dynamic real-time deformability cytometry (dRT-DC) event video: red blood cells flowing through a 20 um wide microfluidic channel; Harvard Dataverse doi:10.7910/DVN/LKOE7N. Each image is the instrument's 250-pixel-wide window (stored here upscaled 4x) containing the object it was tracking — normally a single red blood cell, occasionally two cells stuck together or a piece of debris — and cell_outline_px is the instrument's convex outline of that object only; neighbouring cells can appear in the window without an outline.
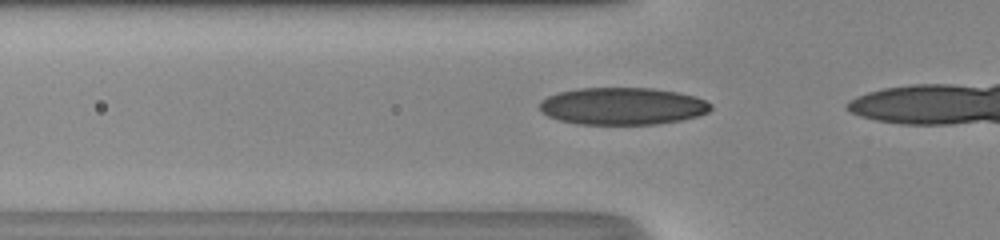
{"species": "human", "species_latin": "Homo sapiens", "temperature_condition": "room temperature", "stored_images_in_passage": 18, "camera_frame_rate_fps": 3000, "um_per_image_px": 0.085, "donor": {"sex": "male"}, "frame": {"image": 1, "passage_image": 13, "time_ms": 4.0, "image_size_px": [1000, 240], "cell_outline_px": [[712, 108], [708, 112], [700, 116], [684, 120], [656, 124], [576, 124], [560, 120], [548, 116], [540, 108], [540, 100], [548, 96], [560, 92], [580, 88], [652, 88], [676, 92], [696, 96], [712, 104]], "centroid_in_image_um": [52.96, 9.02], "position_along_channel_um": 72.8, "area_um2": 37.22}}